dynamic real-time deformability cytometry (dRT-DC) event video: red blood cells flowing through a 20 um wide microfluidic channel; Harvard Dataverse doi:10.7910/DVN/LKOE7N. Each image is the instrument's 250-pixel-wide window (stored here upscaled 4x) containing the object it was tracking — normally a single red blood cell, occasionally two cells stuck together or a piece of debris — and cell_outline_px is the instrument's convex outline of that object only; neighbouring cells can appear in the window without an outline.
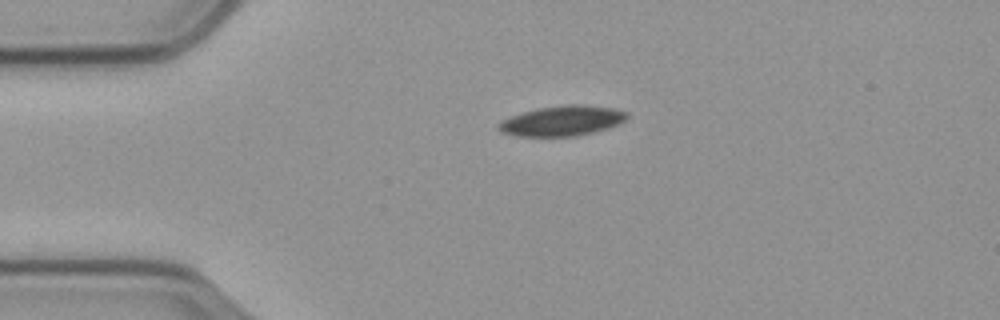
{"species": "common noctule bat (a hibernating species)", "species_latin": "Nyctalus noctula", "temperature_condition": "cold", "stored_images_in_passage": 46, "camera_frame_rate_fps": 3000, "um_per_image_px": 0.085, "animal": {"sex": "male", "body_mass_g": 23.1, "forearm_length_mm": 52.7}, "frame": {"image": 1, "passage_image": 1, "time_ms": 0.0, "image_size_px": [1000, 320], "cell_outline_px": [[628, 116], [620, 124], [608, 128], [592, 132], [572, 136], [520, 136], [504, 132], [500, 128], [500, 124], [504, 120], [512, 116], [524, 112], [540, 108], [568, 104], [580, 104], [612, 108], [628, 112]], "centroid_in_image_um": [47.87, 10.26], "position_along_channel_um": 37.1, "area_um2": 21.96}}
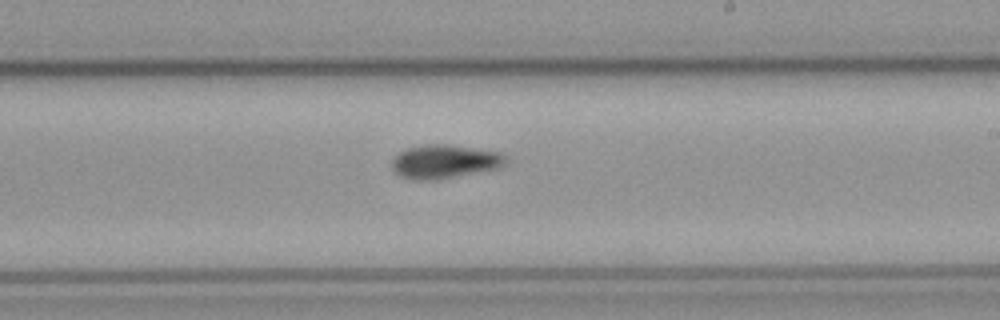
{"frame": {"image": 2, "passage_image": 22, "time_ms": 7.0, "image_size_px": [1000, 320], "cell_outline_px": [[508, 160], [504, 164], [496, 168], [436, 180], [412, 180], [400, 176], [392, 168], [392, 160], [400, 152], [408, 148], [428, 144], [448, 144], [504, 152]], "centroid_in_image_um": [37.81, 13.72], "position_along_channel_um": 251.2, "area_um2": 22.31}}
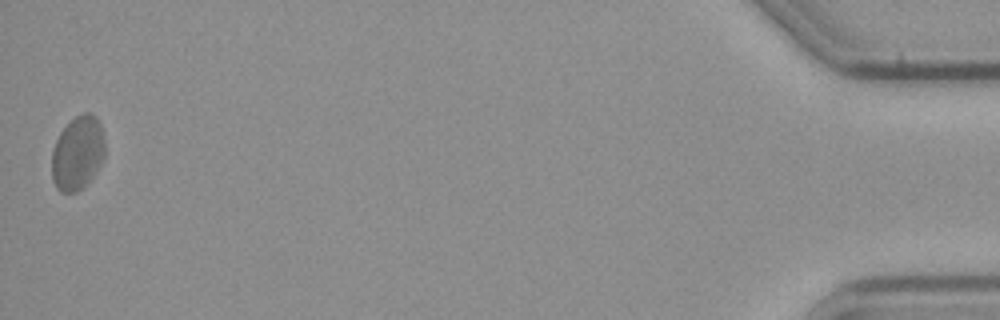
{"frame": {"image": 3, "passage_image": 46, "time_ms": 15.0, "image_size_px": [1000, 320], "cell_outline_px": [[104, 160], [96, 172], [76, 192], [60, 192], [56, 188], [52, 180], [52, 152], [56, 140], [60, 132], [76, 116], [84, 112], [92, 112], [100, 120], [104, 136]], "centroid_in_image_um": [6.61, 12.98], "position_along_channel_um": 428.6, "area_um2": 22.95}, "authors_computed_cell_mechanics": {"area_um2": 21.9351, "velocity_mm_per_s": 3.4992, "shape_relaxation_time_tau1_ms": null, "shape_relaxation_time_tau2_ms": 6.5337, "deformation_change_tau1": null, "deformation_change_tau2": 0.1022}}